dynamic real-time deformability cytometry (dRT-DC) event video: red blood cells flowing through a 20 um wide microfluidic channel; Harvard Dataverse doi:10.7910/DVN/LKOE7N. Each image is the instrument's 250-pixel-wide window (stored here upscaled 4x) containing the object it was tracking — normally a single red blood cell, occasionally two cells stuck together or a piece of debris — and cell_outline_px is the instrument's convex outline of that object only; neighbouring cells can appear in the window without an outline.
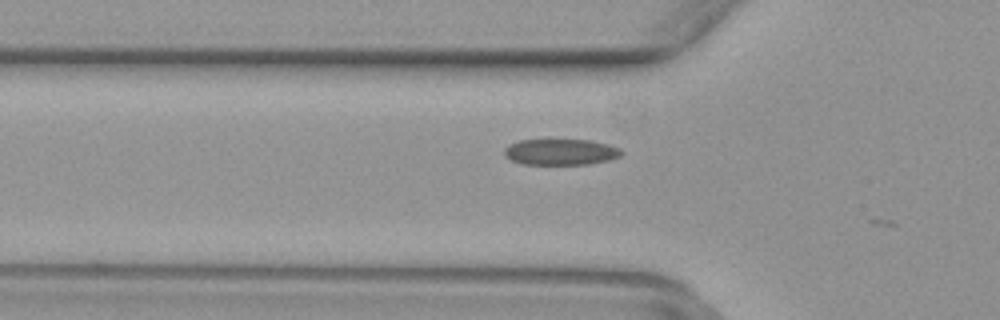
{"species": "common noctule bat (a hibernating species)", "species_latin": "Nyctalus noctula", "temperature_condition": "warm", "stored_images_in_passage": 9, "camera_frame_rate_fps": 3000, "um_per_image_px": 0.085, "animal": {"sex": "female", "body_mass_g": 29.2, "forearm_length_mm": 56.3}, "frame": {"image": 1, "passage_image": 8, "time_ms": 2.333, "image_size_px": [1000, 320], "cell_outline_px": [[624, 152], [620, 156], [608, 160], [588, 164], [524, 164], [512, 160], [504, 156], [504, 148], [508, 144], [520, 140], [548, 136], [588, 140], [608, 144], [620, 148]], "centroid_in_image_um": [47.61, 12.85], "position_along_channel_um": 78.2, "area_um2": 18.73}}